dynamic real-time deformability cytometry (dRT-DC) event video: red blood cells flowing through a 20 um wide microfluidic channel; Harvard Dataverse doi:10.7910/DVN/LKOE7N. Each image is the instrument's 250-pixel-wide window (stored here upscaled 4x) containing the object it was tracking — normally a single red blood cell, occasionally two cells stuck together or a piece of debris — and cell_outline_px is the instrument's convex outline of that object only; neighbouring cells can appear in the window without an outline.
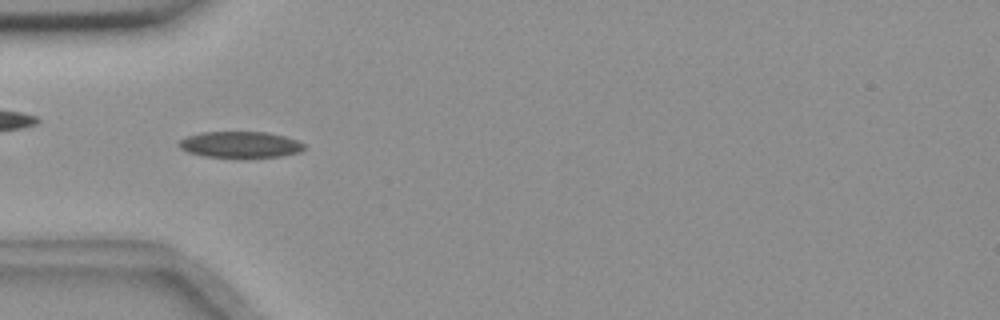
{"species": "common noctule bat (a hibernating species)", "species_latin": "Nyctalus noctula", "temperature_condition": "room temperature", "stored_images_in_passage": 55, "camera_frame_rate_fps": 3000, "um_per_image_px": 0.085, "animal": {"sex": "female", "body_mass_g": 18.4}, "frame": {"image": 1, "passage_image": 17, "time_ms": 5.333, "image_size_px": [1000, 320], "cell_outline_px": [[304, 148], [300, 152], [280, 156], [240, 160], [204, 156], [188, 152], [180, 148], [176, 144], [180, 140], [188, 136], [200, 132], [268, 132], [284, 136], [296, 140], [304, 144]], "centroid_in_image_um": [20.4, 12.33], "position_along_channel_um": 64.6, "area_um2": 19.83}}
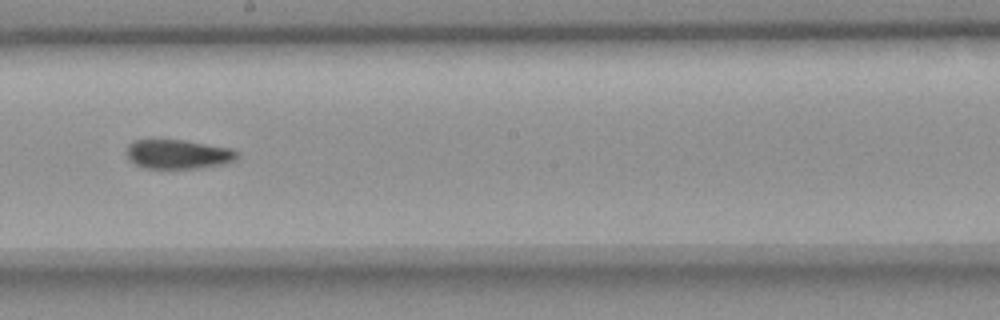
{"frame": {"image": 2, "passage_image": 31, "time_ms": 10.0, "image_size_px": [1000, 320], "cell_outline_px": [[240, 152], [232, 160], [224, 164], [196, 168], [144, 168], [128, 160], [128, 144], [132, 140], [184, 140], [232, 148]], "centroid_in_image_um": [15.13, 13.1], "position_along_channel_um": 233.1, "area_um2": 18.73}}
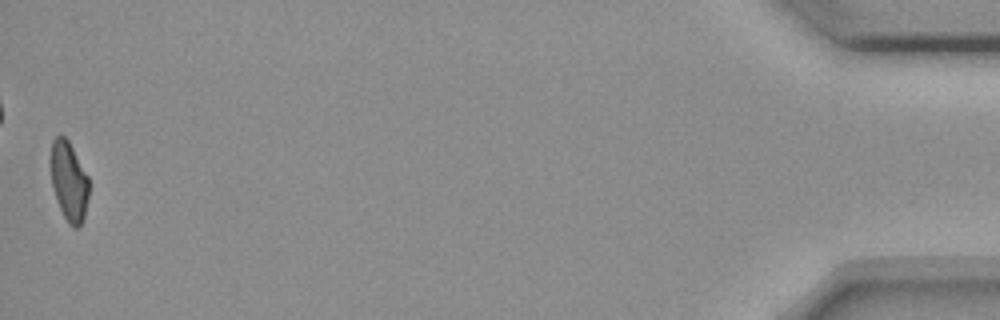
{"frame": {"image": 3, "passage_image": 55, "time_ms": 18.0, "image_size_px": [1000, 320], "cell_outline_px": [[88, 196], [84, 220], [76, 228], [72, 228], [68, 224], [56, 200], [52, 184], [52, 140], [56, 136], [64, 136], [68, 140], [88, 176]], "centroid_in_image_um": [5.88, 15.45], "position_along_channel_um": 429.3, "area_um2": 17.34}, "authors_computed_cell_mechanics": {"area_um2": 19.074, "velocity_mm_per_s": 3.6481, "shape_relaxation_time_tau1_ms": 7.7607, "shape_relaxation_time_tau2_ms": 2.6144, "deformation_change_tau1": 0.1643, "deformation_change_tau2": 0.0798}}